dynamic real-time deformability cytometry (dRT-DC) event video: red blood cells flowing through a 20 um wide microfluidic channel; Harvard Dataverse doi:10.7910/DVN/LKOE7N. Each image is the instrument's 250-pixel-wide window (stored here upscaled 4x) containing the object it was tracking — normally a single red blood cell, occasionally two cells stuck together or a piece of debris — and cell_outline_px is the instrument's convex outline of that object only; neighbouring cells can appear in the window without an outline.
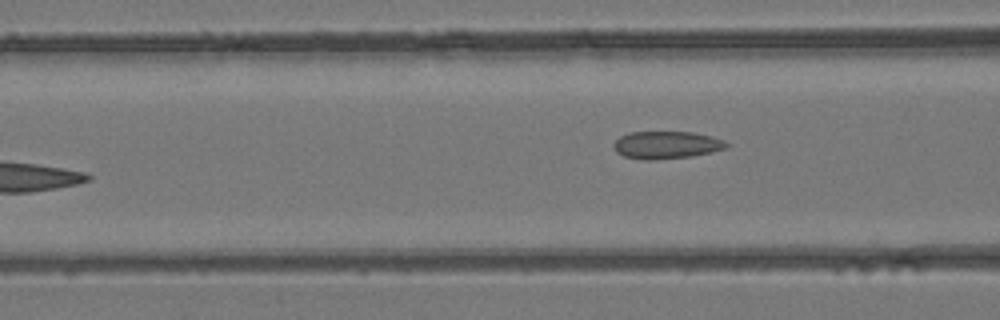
{"species": "common noctule bat (a hibernating species)", "species_latin": "Nyctalus noctula", "temperature_condition": "room temperature", "stored_images_in_passage": 8, "camera_frame_rate_fps": 3000, "um_per_image_px": 0.085, "animal": {"sex": "female", "body_mass_g": 24.6, "forearm_length_mm": 56.2}, "frame": {"image": 1, "passage_image": 6, "time_ms": 6.667, "image_size_px": [1000, 320], "cell_outline_px": [[728, 144], [724, 148], [712, 152], [692, 156], [656, 160], [644, 160], [624, 156], [616, 152], [612, 144], [620, 136], [628, 132], [692, 132], [712, 136], [724, 140]], "centroid_in_image_um": [56.62, 12.32], "position_along_channel_um": 110.0, "area_um2": 18.15}}
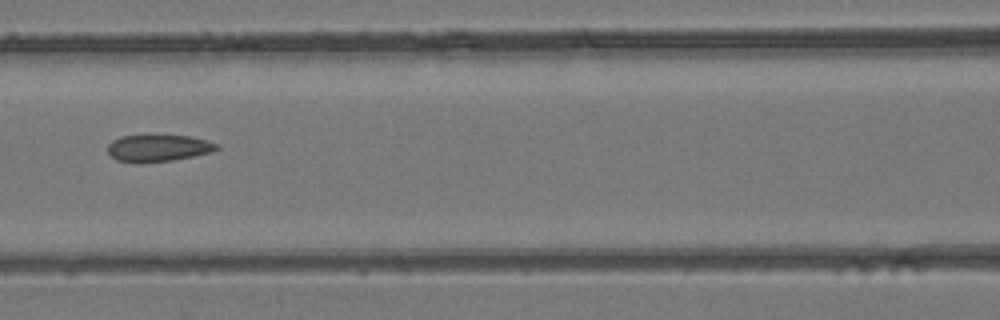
{"frame": {"image": 2, "passage_image": 7, "time_ms": 7.667, "image_size_px": [1000, 320], "cell_outline_px": [[220, 148], [212, 152], [172, 160], [140, 164], [116, 160], [108, 152], [108, 144], [112, 140], [120, 136], [188, 136], [204, 140], [216, 144]], "centroid_in_image_um": [13.4, 12.61], "position_along_channel_um": 153.2, "area_um2": 16.94}}
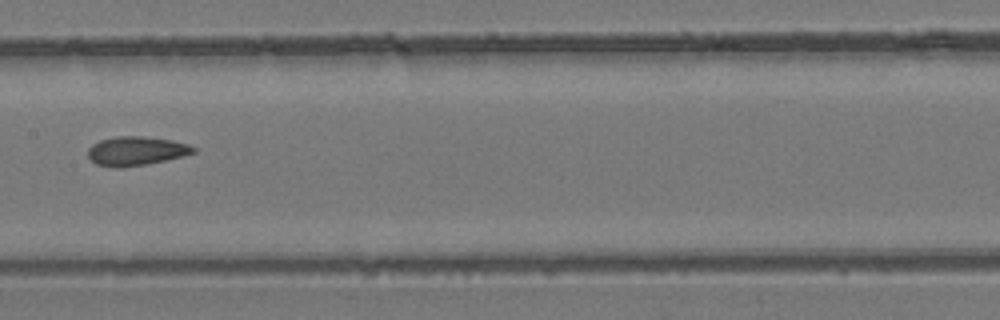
{"frame": {"image": 3, "passage_image": 8, "time_ms": 8.667, "image_size_px": [1000, 320], "cell_outline_px": [[196, 152], [184, 156], [148, 164], [120, 168], [116, 168], [96, 164], [88, 156], [88, 148], [92, 144], [100, 140], [116, 136], [144, 136], [172, 140], [188, 144], [196, 148]], "centroid_in_image_um": [11.58, 12.83], "position_along_channel_um": 195.8, "area_um2": 17.98}}